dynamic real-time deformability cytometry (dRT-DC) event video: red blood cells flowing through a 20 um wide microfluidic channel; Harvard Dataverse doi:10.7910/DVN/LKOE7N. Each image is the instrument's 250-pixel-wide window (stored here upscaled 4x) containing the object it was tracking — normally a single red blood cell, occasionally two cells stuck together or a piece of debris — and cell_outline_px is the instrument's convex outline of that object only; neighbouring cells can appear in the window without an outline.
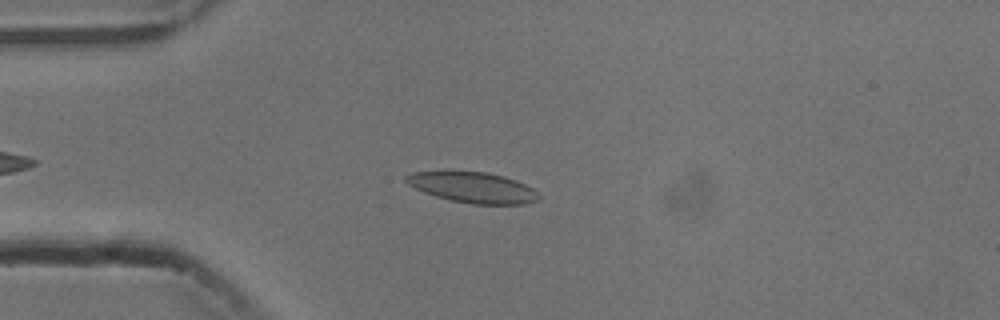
{"species": "common noctule bat (a hibernating species)", "species_latin": "Nyctalus noctula", "temperature_condition": "cold", "stored_images_in_passage": 49, "camera_frame_rate_fps": 3000, "um_per_image_px": 0.085, "animal": {"sex": "male", "body_mass_g": 13.3}, "frame": {"image": 1, "passage_image": 9, "time_ms": 2.667, "image_size_px": [1000, 320], "cell_outline_px": [[540, 200], [528, 204], [472, 204], [452, 200], [436, 196], [424, 192], [408, 184], [404, 180], [404, 176], [412, 172], [444, 168], [452, 168], [488, 172], [504, 176], [516, 180], [532, 188], [540, 196]], "centroid_in_image_um": [40.13, 15.87], "position_along_channel_um": 44.9, "area_um2": 24.74}}
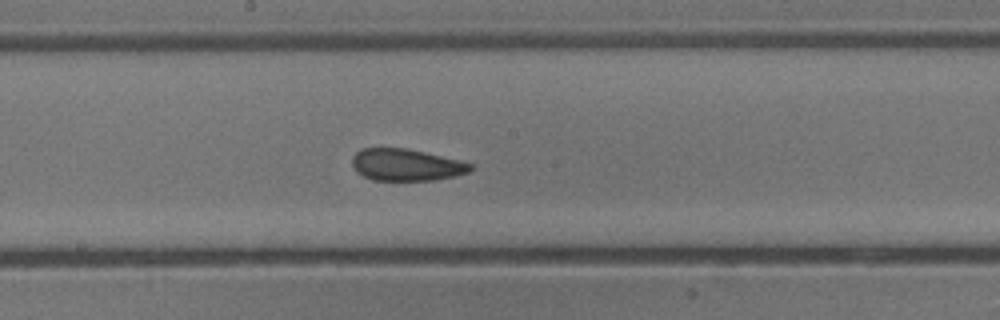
{"frame": {"image": 2, "passage_image": 24, "time_ms": 7.667, "image_size_px": [1000, 320], "cell_outline_px": [[472, 168], [468, 172], [456, 176], [436, 180], [372, 180], [356, 172], [352, 164], [352, 156], [360, 148], [408, 148], [460, 160], [472, 164]], "centroid_in_image_um": [34.51, 14.01], "position_along_channel_um": 213.7, "area_um2": 22.14}}
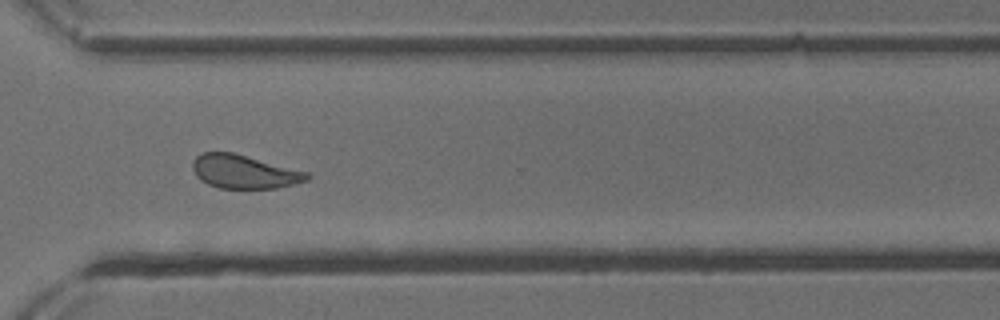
{"frame": {"image": 3, "passage_image": 35, "time_ms": 11.333, "image_size_px": [1000, 320], "cell_outline_px": [[312, 176], [308, 180], [276, 188], [220, 188], [208, 184], [200, 180], [196, 176], [192, 168], [192, 160], [196, 156], [204, 152], [232, 152], [308, 172]], "centroid_in_image_um": [20.73, 14.59], "position_along_channel_um": 349.9, "area_um2": 22.31}, "authors_computed_cell_mechanics": {"area_um2": 22.3686, "velocity_mm_per_s": 3.7314, "shape_relaxation_time_tau1_ms": 5.5067, "shape_relaxation_time_tau2_ms": 2.3852, "deformation_change_tau1": 0.1234, "deformation_change_tau2": 0.0973}}